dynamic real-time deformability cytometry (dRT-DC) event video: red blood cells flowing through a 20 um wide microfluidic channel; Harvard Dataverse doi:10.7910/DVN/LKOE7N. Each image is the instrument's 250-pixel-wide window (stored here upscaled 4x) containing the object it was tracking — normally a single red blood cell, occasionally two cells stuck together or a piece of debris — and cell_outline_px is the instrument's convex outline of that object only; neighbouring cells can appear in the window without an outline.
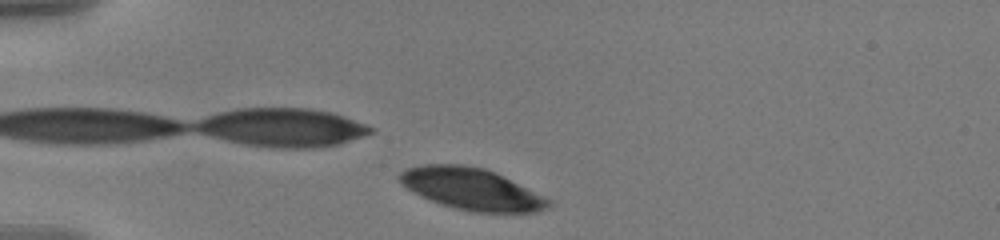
{"species": "human", "species_latin": "Homo sapiens", "temperature_condition": "warm", "stored_images_in_passage": 40, "camera_frame_rate_fps": 3000, "um_per_image_px": 0.085, "donor": {"sex": "male"}, "frame": {"image": 1, "passage_image": 2, "time_ms": 0.333, "image_size_px": [1000, 240], "cell_outline_px": [[552, 204], [548, 208], [536, 212], [476, 212], [456, 208], [440, 204], [420, 196], [412, 192], [400, 184], [400, 172], [408, 168], [424, 164], [464, 164], [484, 168], [496, 172], [552, 200]], "centroid_in_image_um": [40.09, 16.06], "position_along_channel_um": 44.9, "area_um2": 36.24}}
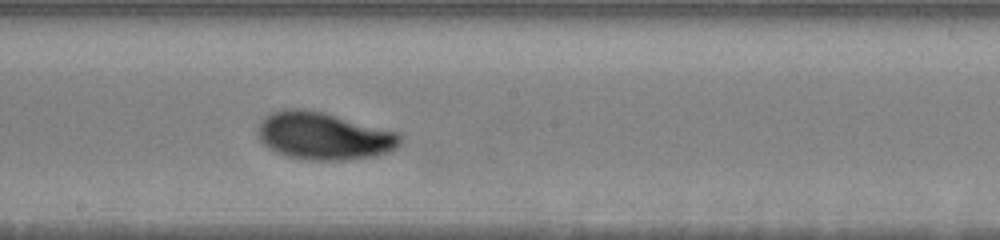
{"frame": {"image": 2, "passage_image": 20, "time_ms": 6.333, "image_size_px": [1000, 240], "cell_outline_px": [[400, 144], [392, 152], [376, 156], [348, 160], [308, 160], [284, 156], [268, 148], [260, 140], [256, 132], [256, 128], [260, 120], [264, 116], [280, 108], [308, 108], [324, 112], [400, 132]], "centroid_in_image_um": [27.49, 11.54], "position_along_channel_um": 220.7, "area_um2": 40.29}}
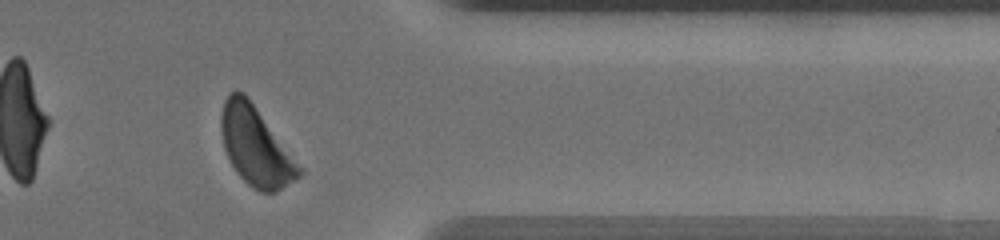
{"frame": {"image": 3, "passage_image": 35, "time_ms": 11.333, "image_size_px": [1000, 240], "cell_outline_px": [[304, 172], [300, 176], [276, 192], [260, 192], [252, 188], [236, 172], [224, 148], [220, 132], [220, 116], [224, 100], [228, 92], [244, 92], [304, 168]], "centroid_in_image_um": [21.74, 12.43], "position_along_channel_um": 389.7, "area_um2": 35.95}, "authors_computed_cell_mechanics": {"area_um2": 37.8012, "velocity_mm_per_s": 3.5352, "shape_relaxation_time_tau1_ms": 2.7895, "shape_relaxation_time_tau2_ms": null, "deformation_change_tau1": 0.122, "deformation_change_tau2": null}}